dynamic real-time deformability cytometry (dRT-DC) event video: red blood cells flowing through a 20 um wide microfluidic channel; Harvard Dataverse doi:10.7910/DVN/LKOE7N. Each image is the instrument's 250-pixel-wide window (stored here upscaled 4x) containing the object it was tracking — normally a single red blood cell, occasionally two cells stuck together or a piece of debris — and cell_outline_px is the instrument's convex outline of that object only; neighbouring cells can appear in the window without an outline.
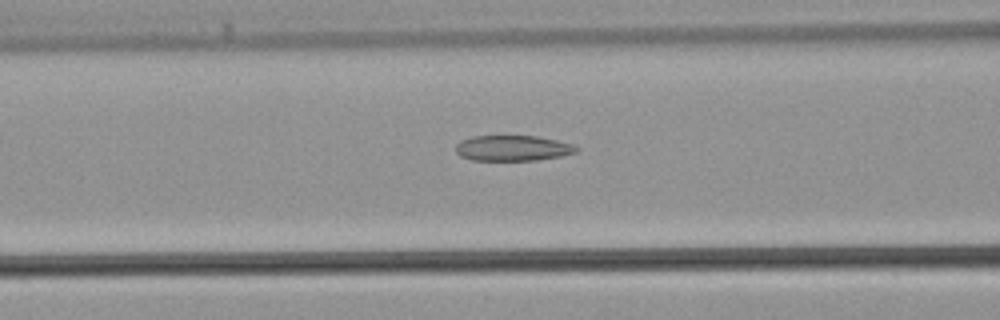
{"species": "common noctule bat (a hibernating species)", "species_latin": "Nyctalus noctula", "temperature_condition": "warm", "stored_images_in_passage": 38, "camera_frame_rate_fps": 3000, "um_per_image_px": 0.085, "animal": {"sex": "male", "body_mass_g": 21.5, "forearm_length_mm": 52.0}, "frame": {"image": 1, "passage_image": 16, "time_ms": 5.0, "image_size_px": [1000, 320], "cell_outline_px": [[580, 148], [576, 152], [560, 156], [536, 160], [472, 160], [460, 156], [456, 152], [456, 144], [460, 140], [472, 136], [536, 136], [556, 140], [572, 144]], "centroid_in_image_um": [43.56, 12.59], "position_along_channel_um": 123.0, "area_um2": 17.92}}
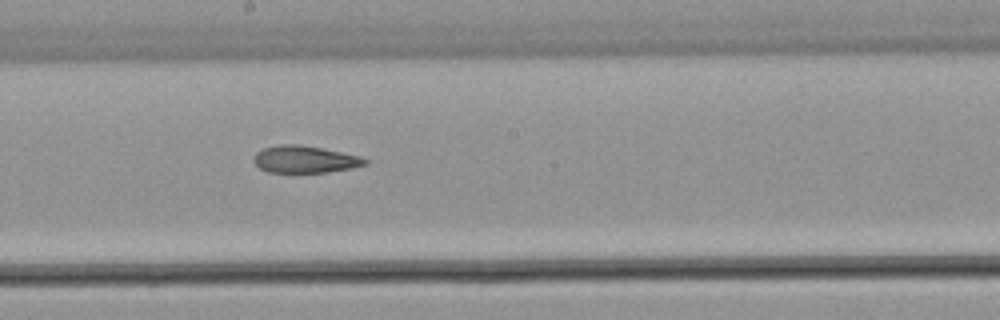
{"frame": {"image": 2, "passage_image": 22, "time_ms": 7.0, "image_size_px": [1000, 320], "cell_outline_px": [[368, 164], [352, 168], [328, 172], [268, 172], [260, 168], [252, 160], [252, 156], [256, 152], [264, 148], [280, 144], [300, 144], [360, 156], [368, 160]], "centroid_in_image_um": [25.89, 13.54], "position_along_channel_um": 222.3, "area_um2": 17.57}}
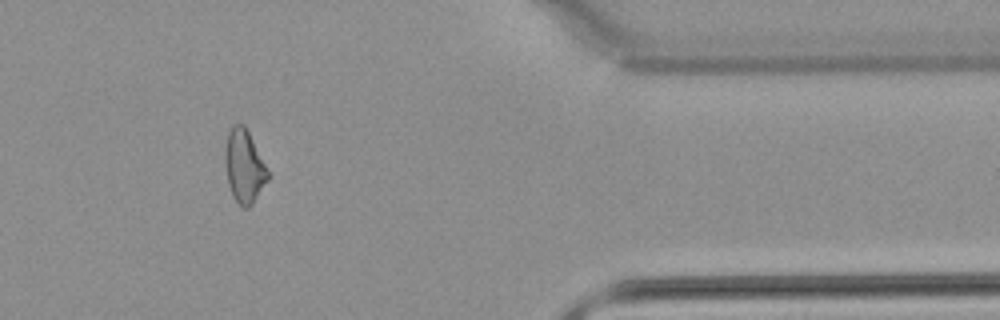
{"frame": {"image": 3, "passage_image": 34, "time_ms": 11.0, "image_size_px": [1000, 320], "cell_outline_px": [[268, 180], [252, 204], [248, 208], [244, 208], [232, 196], [228, 184], [228, 132], [232, 124], [244, 124], [268, 172]], "centroid_in_image_um": [20.79, 14.18], "position_along_channel_um": 390.6, "area_um2": 17.05}}